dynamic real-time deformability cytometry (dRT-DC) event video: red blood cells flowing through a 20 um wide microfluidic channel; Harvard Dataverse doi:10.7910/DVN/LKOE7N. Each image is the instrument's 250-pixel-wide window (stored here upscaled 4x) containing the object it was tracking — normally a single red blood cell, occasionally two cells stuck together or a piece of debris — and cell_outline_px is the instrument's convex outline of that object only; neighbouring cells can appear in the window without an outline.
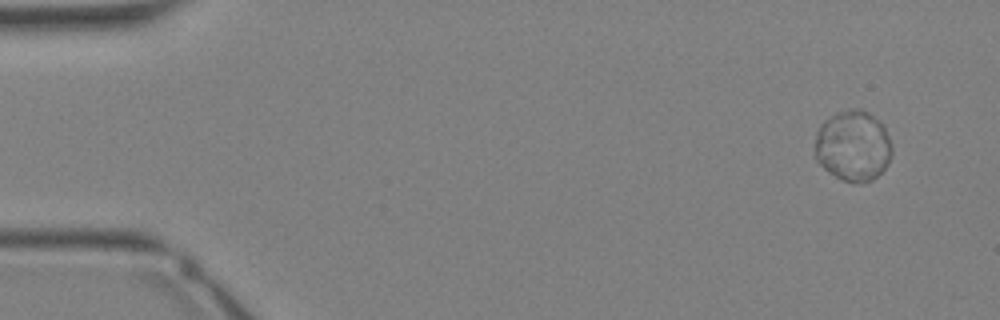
{"species": "Egyptian fruit bat (a non-hibernating species)", "species_latin": "Rousettus aegyptiacus", "temperature_condition": "warm", "stored_images_in_passage": 33, "camera_frame_rate_fps": 3000, "um_per_image_px": 0.085, "animal": {"sex": "female"}, "frame": {"image": 1, "passage_image": 1, "time_ms": 0.0, "image_size_px": [1000, 320], "cell_outline_px": [[892, 156], [888, 164], [872, 180], [844, 180], [828, 172], [816, 160], [816, 132], [820, 124], [824, 120], [836, 112], [848, 108], [860, 108], [868, 112], [884, 124], [892, 148]], "centroid_in_image_um": [72.51, 12.33], "position_along_channel_um": 12.5, "area_um2": 31.62}}
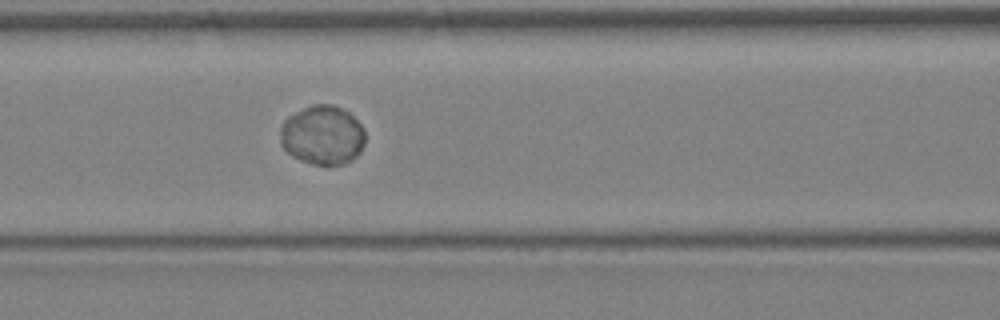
{"frame": {"image": 2, "passage_image": 14, "time_ms": 4.333, "image_size_px": [1000, 320], "cell_outline_px": [[364, 144], [360, 152], [352, 160], [344, 164], [328, 168], [312, 164], [300, 160], [292, 156], [280, 144], [280, 128], [284, 120], [288, 116], [312, 104], [332, 104], [348, 112], [364, 128]], "centroid_in_image_um": [27.4, 11.53], "position_along_channel_um": 139.2, "area_um2": 29.77}}
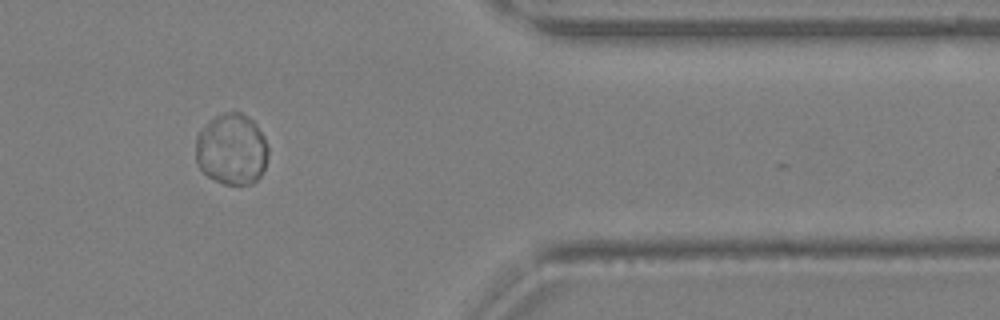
{"frame": {"image": 3, "passage_image": 28, "time_ms": 9.0, "image_size_px": [1000, 320], "cell_outline_px": [[268, 156], [264, 168], [260, 176], [252, 184], [224, 184], [208, 176], [200, 168], [196, 160], [196, 136], [216, 116], [224, 112], [240, 112], [252, 120], [256, 124], [264, 136], [268, 148]], "centroid_in_image_um": [19.71, 12.7], "position_along_channel_um": 391.7, "area_um2": 29.82}}